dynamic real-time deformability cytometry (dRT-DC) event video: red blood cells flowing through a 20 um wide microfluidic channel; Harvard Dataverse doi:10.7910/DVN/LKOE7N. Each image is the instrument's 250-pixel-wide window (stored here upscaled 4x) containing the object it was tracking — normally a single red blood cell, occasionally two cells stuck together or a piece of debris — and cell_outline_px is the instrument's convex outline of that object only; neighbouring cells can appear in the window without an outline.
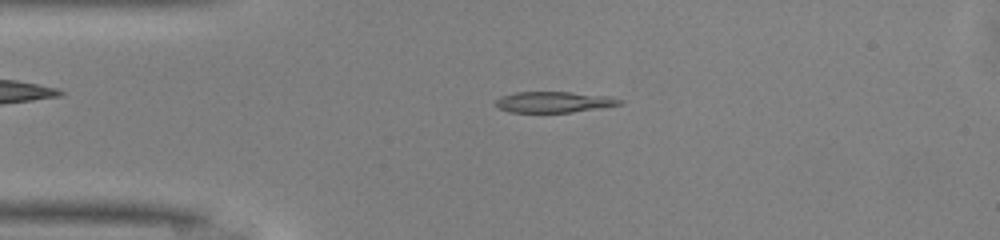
{"species": "common noctule bat (a hibernating species)", "species_latin": "Nyctalus noctula", "temperature_condition": "warm", "stored_images_in_passage": 47, "camera_frame_rate_fps": 3000, "um_per_image_px": 0.085, "animal": {"sex": "male", "body_mass_g": 13.0, "forearm_length_mm": 53.1}, "frame": {"image": 1, "passage_image": 9, "time_ms": 2.667, "image_size_px": [1000, 240], "cell_outline_px": [[624, 104], [600, 108], [572, 112], [508, 112], [500, 108], [496, 104], [496, 100], [500, 96], [516, 92], [572, 92], [612, 96], [624, 100]], "centroid_in_image_um": [47.15, 8.66], "position_along_channel_um": 37.8, "area_um2": 15.26}}
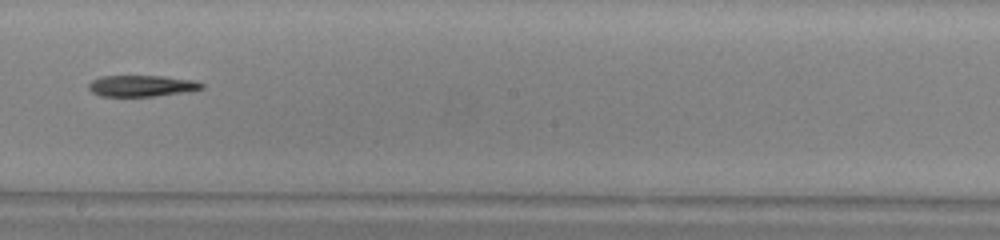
{"frame": {"image": 2, "passage_image": 25, "time_ms": 8.0, "image_size_px": [1000, 240], "cell_outline_px": [[204, 88], [156, 96], [100, 96], [92, 92], [88, 88], [88, 84], [92, 80], [100, 76], [164, 76], [196, 80], [204, 84]], "centroid_in_image_um": [12.02, 7.29], "position_along_channel_um": 236.2, "area_um2": 13.99}}
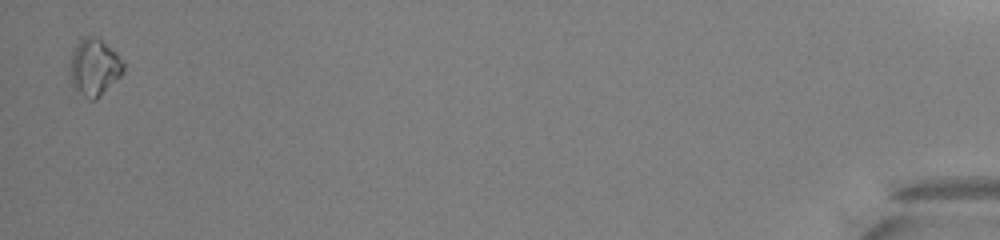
{"frame": {"image": 3, "passage_image": 46, "time_ms": 15.0, "image_size_px": [1000, 240], "cell_outline_px": [[124, 72], [96, 100], [88, 100], [72, 84], [72, 56], [76, 44], [84, 36], [92, 36], [100, 40], [124, 64]], "centroid_in_image_um": [8.02, 5.75], "position_along_channel_um": 427.2, "area_um2": 16.76}, "authors_computed_cell_mechanics": {"area_um2": 15.1436, "velocity_mm_per_s": 4.1867, "shape_relaxation_time_tau1_ms": 3.3269, "shape_relaxation_time_tau2_ms": null, "deformation_change_tau1": 0.0861, "deformation_change_tau2": null}}